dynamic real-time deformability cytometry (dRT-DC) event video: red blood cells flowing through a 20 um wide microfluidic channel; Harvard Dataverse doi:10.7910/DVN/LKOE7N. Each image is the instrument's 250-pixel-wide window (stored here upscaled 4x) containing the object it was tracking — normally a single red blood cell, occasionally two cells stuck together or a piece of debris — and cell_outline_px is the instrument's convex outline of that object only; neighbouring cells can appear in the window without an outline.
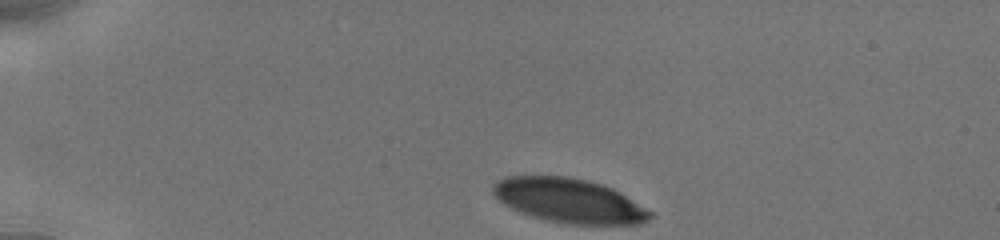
{"species": "human", "species_latin": "Homo sapiens", "temperature_condition": "cold", "stored_images_in_passage": 4, "camera_frame_rate_fps": 3000, "um_per_image_px": 0.085, "donor": {"sex": "male"}, "frame": {"image": 1, "passage_image": 1, "time_ms": 0.0, "image_size_px": [1000, 240], "cell_outline_px": [[652, 216], [648, 220], [640, 224], [564, 224], [532, 216], [520, 212], [504, 204], [492, 192], [492, 184], [508, 176], [564, 176], [584, 180], [600, 184], [612, 188], [620, 192], [652, 212]], "centroid_in_image_um": [48.37, 17.06], "position_along_channel_um": 36.6, "area_um2": 40.17}}
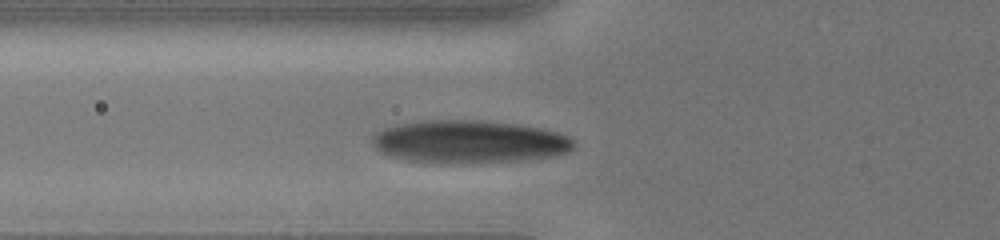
{"frame": {"image": 2, "passage_image": 4, "time_ms": 3.0, "image_size_px": [1000, 240], "cell_outline_px": [[576, 144], [568, 152], [552, 156], [516, 160], [452, 164], [440, 164], [408, 160], [388, 156], [380, 152], [372, 144], [372, 136], [376, 132], [384, 128], [424, 120], [480, 120], [516, 124], [540, 128], [572, 136], [576, 140]], "centroid_in_image_um": [39.88, 12.05], "position_along_channel_um": 85.9, "area_um2": 50.46}}